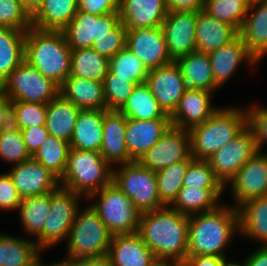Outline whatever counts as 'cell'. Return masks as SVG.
<instances>
[{"label":"cell","mask_w":267,"mask_h":266,"mask_svg":"<svg viewBox=\"0 0 267 266\" xmlns=\"http://www.w3.org/2000/svg\"><path fill=\"white\" fill-rule=\"evenodd\" d=\"M189 215L170 206L143 212L138 233L158 261L180 266L187 257Z\"/></svg>","instance_id":"obj_1"},{"label":"cell","mask_w":267,"mask_h":266,"mask_svg":"<svg viewBox=\"0 0 267 266\" xmlns=\"http://www.w3.org/2000/svg\"><path fill=\"white\" fill-rule=\"evenodd\" d=\"M240 231L238 210L224 204L208 212L189 215L187 256H220L233 234Z\"/></svg>","instance_id":"obj_2"},{"label":"cell","mask_w":267,"mask_h":266,"mask_svg":"<svg viewBox=\"0 0 267 266\" xmlns=\"http://www.w3.org/2000/svg\"><path fill=\"white\" fill-rule=\"evenodd\" d=\"M72 48L63 31L31 27L25 37V60L59 87L70 76Z\"/></svg>","instance_id":"obj_3"},{"label":"cell","mask_w":267,"mask_h":266,"mask_svg":"<svg viewBox=\"0 0 267 266\" xmlns=\"http://www.w3.org/2000/svg\"><path fill=\"white\" fill-rule=\"evenodd\" d=\"M248 126L247 110L219 107L203 124L189 129L191 156L209 159Z\"/></svg>","instance_id":"obj_4"},{"label":"cell","mask_w":267,"mask_h":266,"mask_svg":"<svg viewBox=\"0 0 267 266\" xmlns=\"http://www.w3.org/2000/svg\"><path fill=\"white\" fill-rule=\"evenodd\" d=\"M112 168L100 152L70 147L60 187L88 199L112 182Z\"/></svg>","instance_id":"obj_5"},{"label":"cell","mask_w":267,"mask_h":266,"mask_svg":"<svg viewBox=\"0 0 267 266\" xmlns=\"http://www.w3.org/2000/svg\"><path fill=\"white\" fill-rule=\"evenodd\" d=\"M113 234L88 206L78 211L67 237L66 260L107 256Z\"/></svg>","instance_id":"obj_6"},{"label":"cell","mask_w":267,"mask_h":266,"mask_svg":"<svg viewBox=\"0 0 267 266\" xmlns=\"http://www.w3.org/2000/svg\"><path fill=\"white\" fill-rule=\"evenodd\" d=\"M93 198L90 206L113 235L138 232L142 213L113 182L92 194L88 200Z\"/></svg>","instance_id":"obj_7"},{"label":"cell","mask_w":267,"mask_h":266,"mask_svg":"<svg viewBox=\"0 0 267 266\" xmlns=\"http://www.w3.org/2000/svg\"><path fill=\"white\" fill-rule=\"evenodd\" d=\"M113 168L112 182L141 212L164 207L158 194L156 172L143 167L138 161Z\"/></svg>","instance_id":"obj_8"},{"label":"cell","mask_w":267,"mask_h":266,"mask_svg":"<svg viewBox=\"0 0 267 266\" xmlns=\"http://www.w3.org/2000/svg\"><path fill=\"white\" fill-rule=\"evenodd\" d=\"M3 92L11 101L48 104L60 87L24 60L5 80Z\"/></svg>","instance_id":"obj_9"},{"label":"cell","mask_w":267,"mask_h":266,"mask_svg":"<svg viewBox=\"0 0 267 266\" xmlns=\"http://www.w3.org/2000/svg\"><path fill=\"white\" fill-rule=\"evenodd\" d=\"M259 151L254 133L247 126L230 142L215 152L208 160L211 169L224 187L235 177L238 170Z\"/></svg>","instance_id":"obj_10"},{"label":"cell","mask_w":267,"mask_h":266,"mask_svg":"<svg viewBox=\"0 0 267 266\" xmlns=\"http://www.w3.org/2000/svg\"><path fill=\"white\" fill-rule=\"evenodd\" d=\"M79 194L59 187L51 192V206L43 227V250L67 240L79 211Z\"/></svg>","instance_id":"obj_11"},{"label":"cell","mask_w":267,"mask_h":266,"mask_svg":"<svg viewBox=\"0 0 267 266\" xmlns=\"http://www.w3.org/2000/svg\"><path fill=\"white\" fill-rule=\"evenodd\" d=\"M120 22L119 12L97 16L78 10L62 31L72 49L91 48L94 42L107 35Z\"/></svg>","instance_id":"obj_12"},{"label":"cell","mask_w":267,"mask_h":266,"mask_svg":"<svg viewBox=\"0 0 267 266\" xmlns=\"http://www.w3.org/2000/svg\"><path fill=\"white\" fill-rule=\"evenodd\" d=\"M193 159L189 131L171 126L138 162L156 172L176 162Z\"/></svg>","instance_id":"obj_13"},{"label":"cell","mask_w":267,"mask_h":266,"mask_svg":"<svg viewBox=\"0 0 267 266\" xmlns=\"http://www.w3.org/2000/svg\"><path fill=\"white\" fill-rule=\"evenodd\" d=\"M197 11L169 10L161 28L172 61L196 51Z\"/></svg>","instance_id":"obj_14"},{"label":"cell","mask_w":267,"mask_h":266,"mask_svg":"<svg viewBox=\"0 0 267 266\" xmlns=\"http://www.w3.org/2000/svg\"><path fill=\"white\" fill-rule=\"evenodd\" d=\"M230 184V185H229ZM235 199L234 208L267 195V153L257 151L228 183Z\"/></svg>","instance_id":"obj_15"},{"label":"cell","mask_w":267,"mask_h":266,"mask_svg":"<svg viewBox=\"0 0 267 266\" xmlns=\"http://www.w3.org/2000/svg\"><path fill=\"white\" fill-rule=\"evenodd\" d=\"M164 112L171 116L187 90L176 61L149 70L146 82Z\"/></svg>","instance_id":"obj_16"},{"label":"cell","mask_w":267,"mask_h":266,"mask_svg":"<svg viewBox=\"0 0 267 266\" xmlns=\"http://www.w3.org/2000/svg\"><path fill=\"white\" fill-rule=\"evenodd\" d=\"M126 47L148 70L172 62L161 26L127 30Z\"/></svg>","instance_id":"obj_17"},{"label":"cell","mask_w":267,"mask_h":266,"mask_svg":"<svg viewBox=\"0 0 267 266\" xmlns=\"http://www.w3.org/2000/svg\"><path fill=\"white\" fill-rule=\"evenodd\" d=\"M7 173L21 198L43 195L60 187V180L33 158L14 165Z\"/></svg>","instance_id":"obj_18"},{"label":"cell","mask_w":267,"mask_h":266,"mask_svg":"<svg viewBox=\"0 0 267 266\" xmlns=\"http://www.w3.org/2000/svg\"><path fill=\"white\" fill-rule=\"evenodd\" d=\"M212 94L208 90L187 89L170 116L172 126L189 130L203 124L219 109L211 105Z\"/></svg>","instance_id":"obj_19"},{"label":"cell","mask_w":267,"mask_h":266,"mask_svg":"<svg viewBox=\"0 0 267 266\" xmlns=\"http://www.w3.org/2000/svg\"><path fill=\"white\" fill-rule=\"evenodd\" d=\"M127 118L117 110H107L103 121V142L100 154L111 165L132 163L126 144Z\"/></svg>","instance_id":"obj_20"},{"label":"cell","mask_w":267,"mask_h":266,"mask_svg":"<svg viewBox=\"0 0 267 266\" xmlns=\"http://www.w3.org/2000/svg\"><path fill=\"white\" fill-rule=\"evenodd\" d=\"M107 257L112 266H153L158 261L138 232L113 235Z\"/></svg>","instance_id":"obj_21"},{"label":"cell","mask_w":267,"mask_h":266,"mask_svg":"<svg viewBox=\"0 0 267 266\" xmlns=\"http://www.w3.org/2000/svg\"><path fill=\"white\" fill-rule=\"evenodd\" d=\"M171 126V119L144 121L127 118L125 140L130 159L133 162L139 161Z\"/></svg>","instance_id":"obj_22"},{"label":"cell","mask_w":267,"mask_h":266,"mask_svg":"<svg viewBox=\"0 0 267 266\" xmlns=\"http://www.w3.org/2000/svg\"><path fill=\"white\" fill-rule=\"evenodd\" d=\"M165 0H120L119 14L127 30L161 26L168 14Z\"/></svg>","instance_id":"obj_23"},{"label":"cell","mask_w":267,"mask_h":266,"mask_svg":"<svg viewBox=\"0 0 267 266\" xmlns=\"http://www.w3.org/2000/svg\"><path fill=\"white\" fill-rule=\"evenodd\" d=\"M214 83L221 87L245 59L249 66L258 64L256 58L248 51L244 40L238 35L230 43L208 53Z\"/></svg>","instance_id":"obj_24"},{"label":"cell","mask_w":267,"mask_h":266,"mask_svg":"<svg viewBox=\"0 0 267 266\" xmlns=\"http://www.w3.org/2000/svg\"><path fill=\"white\" fill-rule=\"evenodd\" d=\"M239 36L256 60H262L267 54V0H251Z\"/></svg>","instance_id":"obj_25"},{"label":"cell","mask_w":267,"mask_h":266,"mask_svg":"<svg viewBox=\"0 0 267 266\" xmlns=\"http://www.w3.org/2000/svg\"><path fill=\"white\" fill-rule=\"evenodd\" d=\"M239 35V31L230 23L213 18L203 9L197 11L196 51L210 53Z\"/></svg>","instance_id":"obj_26"},{"label":"cell","mask_w":267,"mask_h":266,"mask_svg":"<svg viewBox=\"0 0 267 266\" xmlns=\"http://www.w3.org/2000/svg\"><path fill=\"white\" fill-rule=\"evenodd\" d=\"M59 94L81 110H106L102 81L69 76L60 86Z\"/></svg>","instance_id":"obj_27"},{"label":"cell","mask_w":267,"mask_h":266,"mask_svg":"<svg viewBox=\"0 0 267 266\" xmlns=\"http://www.w3.org/2000/svg\"><path fill=\"white\" fill-rule=\"evenodd\" d=\"M107 110H81L77 116L70 147L100 152L104 113Z\"/></svg>","instance_id":"obj_28"},{"label":"cell","mask_w":267,"mask_h":266,"mask_svg":"<svg viewBox=\"0 0 267 266\" xmlns=\"http://www.w3.org/2000/svg\"><path fill=\"white\" fill-rule=\"evenodd\" d=\"M78 12V0H43L32 15V25L39 30L62 31Z\"/></svg>","instance_id":"obj_29"},{"label":"cell","mask_w":267,"mask_h":266,"mask_svg":"<svg viewBox=\"0 0 267 266\" xmlns=\"http://www.w3.org/2000/svg\"><path fill=\"white\" fill-rule=\"evenodd\" d=\"M81 111L60 94L47 104L46 128L49 135L70 143L75 123Z\"/></svg>","instance_id":"obj_30"},{"label":"cell","mask_w":267,"mask_h":266,"mask_svg":"<svg viewBox=\"0 0 267 266\" xmlns=\"http://www.w3.org/2000/svg\"><path fill=\"white\" fill-rule=\"evenodd\" d=\"M224 190L226 189L182 187L171 203L173 206H169L186 215L212 211L221 205L219 199Z\"/></svg>","instance_id":"obj_31"},{"label":"cell","mask_w":267,"mask_h":266,"mask_svg":"<svg viewBox=\"0 0 267 266\" xmlns=\"http://www.w3.org/2000/svg\"><path fill=\"white\" fill-rule=\"evenodd\" d=\"M182 71L187 89L215 91L210 59L207 53L194 51L176 61Z\"/></svg>","instance_id":"obj_32"},{"label":"cell","mask_w":267,"mask_h":266,"mask_svg":"<svg viewBox=\"0 0 267 266\" xmlns=\"http://www.w3.org/2000/svg\"><path fill=\"white\" fill-rule=\"evenodd\" d=\"M51 192L32 197L22 198L19 206V216L28 234L37 238L38 247L43 250V227L50 212Z\"/></svg>","instance_id":"obj_33"},{"label":"cell","mask_w":267,"mask_h":266,"mask_svg":"<svg viewBox=\"0 0 267 266\" xmlns=\"http://www.w3.org/2000/svg\"><path fill=\"white\" fill-rule=\"evenodd\" d=\"M239 228L243 236L267 246V195L249 200L238 208Z\"/></svg>","instance_id":"obj_34"},{"label":"cell","mask_w":267,"mask_h":266,"mask_svg":"<svg viewBox=\"0 0 267 266\" xmlns=\"http://www.w3.org/2000/svg\"><path fill=\"white\" fill-rule=\"evenodd\" d=\"M126 118L138 120L170 119L159 105L146 83L137 85L124 105L118 110Z\"/></svg>","instance_id":"obj_35"},{"label":"cell","mask_w":267,"mask_h":266,"mask_svg":"<svg viewBox=\"0 0 267 266\" xmlns=\"http://www.w3.org/2000/svg\"><path fill=\"white\" fill-rule=\"evenodd\" d=\"M26 32L0 28V77L3 80L25 60Z\"/></svg>","instance_id":"obj_36"},{"label":"cell","mask_w":267,"mask_h":266,"mask_svg":"<svg viewBox=\"0 0 267 266\" xmlns=\"http://www.w3.org/2000/svg\"><path fill=\"white\" fill-rule=\"evenodd\" d=\"M41 251L36 241L0 234V266H29Z\"/></svg>","instance_id":"obj_37"},{"label":"cell","mask_w":267,"mask_h":266,"mask_svg":"<svg viewBox=\"0 0 267 266\" xmlns=\"http://www.w3.org/2000/svg\"><path fill=\"white\" fill-rule=\"evenodd\" d=\"M108 71L109 59L92 48L72 49L70 76L103 82Z\"/></svg>","instance_id":"obj_38"},{"label":"cell","mask_w":267,"mask_h":266,"mask_svg":"<svg viewBox=\"0 0 267 266\" xmlns=\"http://www.w3.org/2000/svg\"><path fill=\"white\" fill-rule=\"evenodd\" d=\"M69 149V142L49 135L32 158L61 180L67 166Z\"/></svg>","instance_id":"obj_39"},{"label":"cell","mask_w":267,"mask_h":266,"mask_svg":"<svg viewBox=\"0 0 267 266\" xmlns=\"http://www.w3.org/2000/svg\"><path fill=\"white\" fill-rule=\"evenodd\" d=\"M191 161H179L156 171L158 194L164 205H171L182 189L183 178Z\"/></svg>","instance_id":"obj_40"},{"label":"cell","mask_w":267,"mask_h":266,"mask_svg":"<svg viewBox=\"0 0 267 266\" xmlns=\"http://www.w3.org/2000/svg\"><path fill=\"white\" fill-rule=\"evenodd\" d=\"M250 3L251 0H205L203 10L217 20L230 23L239 31Z\"/></svg>","instance_id":"obj_41"},{"label":"cell","mask_w":267,"mask_h":266,"mask_svg":"<svg viewBox=\"0 0 267 266\" xmlns=\"http://www.w3.org/2000/svg\"><path fill=\"white\" fill-rule=\"evenodd\" d=\"M109 70L116 77L128 78L137 85L145 83L149 70L126 46L109 60Z\"/></svg>","instance_id":"obj_42"},{"label":"cell","mask_w":267,"mask_h":266,"mask_svg":"<svg viewBox=\"0 0 267 266\" xmlns=\"http://www.w3.org/2000/svg\"><path fill=\"white\" fill-rule=\"evenodd\" d=\"M0 158L14 165L32 158L21 130L12 124L0 134Z\"/></svg>","instance_id":"obj_43"},{"label":"cell","mask_w":267,"mask_h":266,"mask_svg":"<svg viewBox=\"0 0 267 266\" xmlns=\"http://www.w3.org/2000/svg\"><path fill=\"white\" fill-rule=\"evenodd\" d=\"M46 114V104L12 101L11 124L20 130L46 126Z\"/></svg>","instance_id":"obj_44"},{"label":"cell","mask_w":267,"mask_h":266,"mask_svg":"<svg viewBox=\"0 0 267 266\" xmlns=\"http://www.w3.org/2000/svg\"><path fill=\"white\" fill-rule=\"evenodd\" d=\"M106 110H119L137 86L128 78L116 77L110 70L103 80Z\"/></svg>","instance_id":"obj_45"},{"label":"cell","mask_w":267,"mask_h":266,"mask_svg":"<svg viewBox=\"0 0 267 266\" xmlns=\"http://www.w3.org/2000/svg\"><path fill=\"white\" fill-rule=\"evenodd\" d=\"M183 187L225 188L217 179L208 160L193 159L183 178Z\"/></svg>","instance_id":"obj_46"},{"label":"cell","mask_w":267,"mask_h":266,"mask_svg":"<svg viewBox=\"0 0 267 266\" xmlns=\"http://www.w3.org/2000/svg\"><path fill=\"white\" fill-rule=\"evenodd\" d=\"M32 25V16L21 0H0V28L27 31Z\"/></svg>","instance_id":"obj_47"},{"label":"cell","mask_w":267,"mask_h":266,"mask_svg":"<svg viewBox=\"0 0 267 266\" xmlns=\"http://www.w3.org/2000/svg\"><path fill=\"white\" fill-rule=\"evenodd\" d=\"M126 33L123 22L121 21L112 31L107 35L94 42L92 49L109 60L126 46Z\"/></svg>","instance_id":"obj_48"},{"label":"cell","mask_w":267,"mask_h":266,"mask_svg":"<svg viewBox=\"0 0 267 266\" xmlns=\"http://www.w3.org/2000/svg\"><path fill=\"white\" fill-rule=\"evenodd\" d=\"M246 110L248 113V126L254 133L258 150L261 151L262 145L267 141V107L253 105Z\"/></svg>","instance_id":"obj_49"},{"label":"cell","mask_w":267,"mask_h":266,"mask_svg":"<svg viewBox=\"0 0 267 266\" xmlns=\"http://www.w3.org/2000/svg\"><path fill=\"white\" fill-rule=\"evenodd\" d=\"M22 198L18 194L9 174H0V208L18 210Z\"/></svg>","instance_id":"obj_50"},{"label":"cell","mask_w":267,"mask_h":266,"mask_svg":"<svg viewBox=\"0 0 267 266\" xmlns=\"http://www.w3.org/2000/svg\"><path fill=\"white\" fill-rule=\"evenodd\" d=\"M120 0H78V10L92 15L119 12Z\"/></svg>","instance_id":"obj_51"},{"label":"cell","mask_w":267,"mask_h":266,"mask_svg":"<svg viewBox=\"0 0 267 266\" xmlns=\"http://www.w3.org/2000/svg\"><path fill=\"white\" fill-rule=\"evenodd\" d=\"M25 145L31 155L44 143L49 136L46 126L21 129Z\"/></svg>","instance_id":"obj_52"},{"label":"cell","mask_w":267,"mask_h":266,"mask_svg":"<svg viewBox=\"0 0 267 266\" xmlns=\"http://www.w3.org/2000/svg\"><path fill=\"white\" fill-rule=\"evenodd\" d=\"M226 257L220 256H187L180 266H224Z\"/></svg>","instance_id":"obj_53"},{"label":"cell","mask_w":267,"mask_h":266,"mask_svg":"<svg viewBox=\"0 0 267 266\" xmlns=\"http://www.w3.org/2000/svg\"><path fill=\"white\" fill-rule=\"evenodd\" d=\"M172 11H199L204 8L205 0H165Z\"/></svg>","instance_id":"obj_54"},{"label":"cell","mask_w":267,"mask_h":266,"mask_svg":"<svg viewBox=\"0 0 267 266\" xmlns=\"http://www.w3.org/2000/svg\"><path fill=\"white\" fill-rule=\"evenodd\" d=\"M12 101L8 96L1 91L0 92V134L4 129L11 125L12 118Z\"/></svg>","instance_id":"obj_55"},{"label":"cell","mask_w":267,"mask_h":266,"mask_svg":"<svg viewBox=\"0 0 267 266\" xmlns=\"http://www.w3.org/2000/svg\"><path fill=\"white\" fill-rule=\"evenodd\" d=\"M247 266H267V246H260L245 260Z\"/></svg>","instance_id":"obj_56"},{"label":"cell","mask_w":267,"mask_h":266,"mask_svg":"<svg viewBox=\"0 0 267 266\" xmlns=\"http://www.w3.org/2000/svg\"><path fill=\"white\" fill-rule=\"evenodd\" d=\"M72 266H112L107 256L68 260Z\"/></svg>","instance_id":"obj_57"},{"label":"cell","mask_w":267,"mask_h":266,"mask_svg":"<svg viewBox=\"0 0 267 266\" xmlns=\"http://www.w3.org/2000/svg\"><path fill=\"white\" fill-rule=\"evenodd\" d=\"M24 8L32 16L42 5L43 0H21Z\"/></svg>","instance_id":"obj_58"},{"label":"cell","mask_w":267,"mask_h":266,"mask_svg":"<svg viewBox=\"0 0 267 266\" xmlns=\"http://www.w3.org/2000/svg\"><path fill=\"white\" fill-rule=\"evenodd\" d=\"M43 266H72V264L68 260H64L63 262H60V263H54V264H49V265L43 264Z\"/></svg>","instance_id":"obj_59"},{"label":"cell","mask_w":267,"mask_h":266,"mask_svg":"<svg viewBox=\"0 0 267 266\" xmlns=\"http://www.w3.org/2000/svg\"><path fill=\"white\" fill-rule=\"evenodd\" d=\"M224 266H247V264H246L245 260L241 264L235 263V262L226 261Z\"/></svg>","instance_id":"obj_60"},{"label":"cell","mask_w":267,"mask_h":266,"mask_svg":"<svg viewBox=\"0 0 267 266\" xmlns=\"http://www.w3.org/2000/svg\"><path fill=\"white\" fill-rule=\"evenodd\" d=\"M153 266H173V265L167 262L157 261Z\"/></svg>","instance_id":"obj_61"},{"label":"cell","mask_w":267,"mask_h":266,"mask_svg":"<svg viewBox=\"0 0 267 266\" xmlns=\"http://www.w3.org/2000/svg\"><path fill=\"white\" fill-rule=\"evenodd\" d=\"M41 258L39 259V257L29 266H43V263L40 261Z\"/></svg>","instance_id":"obj_62"},{"label":"cell","mask_w":267,"mask_h":266,"mask_svg":"<svg viewBox=\"0 0 267 266\" xmlns=\"http://www.w3.org/2000/svg\"><path fill=\"white\" fill-rule=\"evenodd\" d=\"M4 88V80L0 77V92L3 91Z\"/></svg>","instance_id":"obj_63"}]
</instances>
